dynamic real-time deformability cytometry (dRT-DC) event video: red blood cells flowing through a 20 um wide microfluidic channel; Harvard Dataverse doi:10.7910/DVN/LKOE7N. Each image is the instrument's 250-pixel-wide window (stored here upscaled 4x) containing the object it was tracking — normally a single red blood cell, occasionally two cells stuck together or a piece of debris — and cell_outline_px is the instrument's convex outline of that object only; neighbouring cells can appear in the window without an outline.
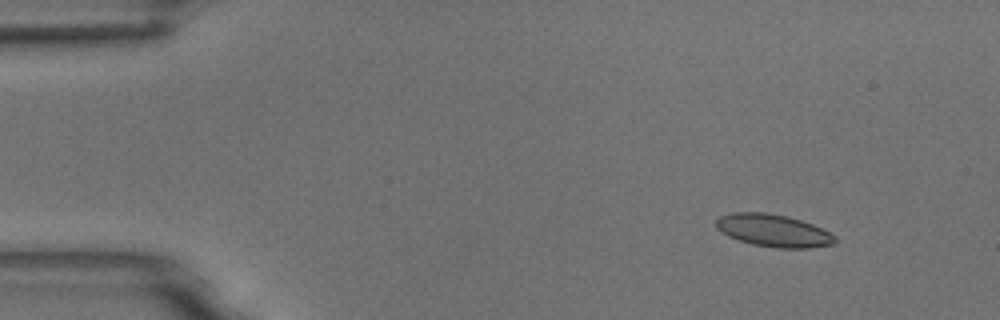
{"species": "common noctule bat (a hibernating species)", "species_latin": "Nyctalus noctula", "temperature_condition": "room temperature", "stored_images_in_passage": 5, "camera_frame_rate_fps": 3000, "um_per_image_px": 0.085, "animal": {"sex": "male", "body_mass_g": 18.8}, "frame": {"image": 1, "passage_image": 1, "time_ms": 0.0, "image_size_px": [1000, 320], "cell_outline_px": [[836, 244], [808, 248], [776, 248], [752, 244], [728, 236], [716, 228], [716, 220], [720, 216], [732, 212], [764, 212], [788, 216], [812, 224], [836, 236]], "centroid_in_image_um": [65.74, 19.6], "position_along_channel_um": 19.3, "area_um2": 22.48}}
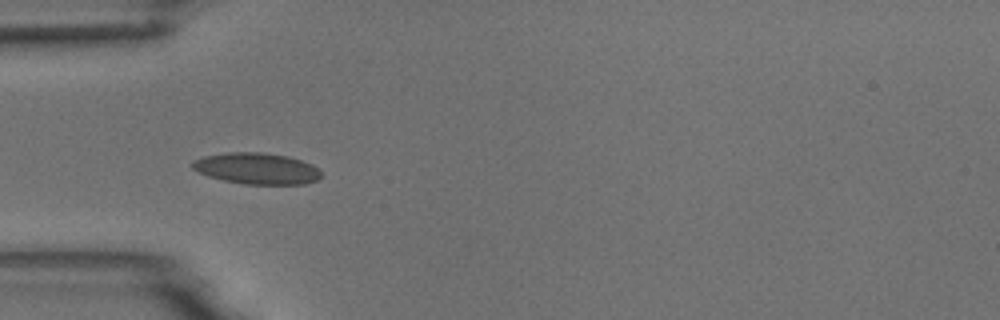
{"frame": {"image": 2, "passage_image": 4, "time_ms": 1.0, "image_size_px": [1000, 320], "cell_outline_px": [[324, 176], [316, 180], [304, 184], [244, 184], [224, 180], [208, 176], [192, 168], [192, 160], [204, 156], [228, 152], [260, 152], [288, 156], [312, 164]], "centroid_in_image_um": [21.83, 14.32], "position_along_channel_um": 63.2, "area_um2": 23.41}}